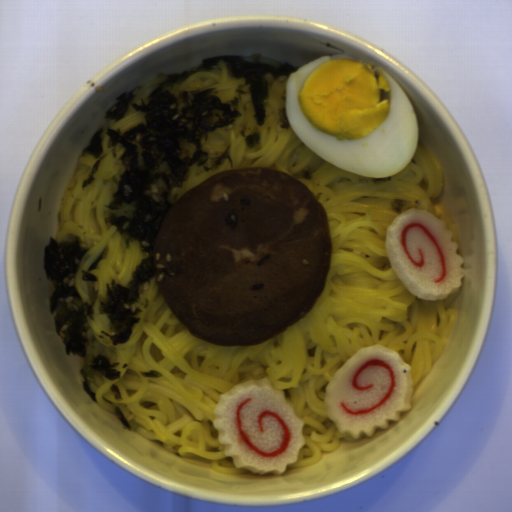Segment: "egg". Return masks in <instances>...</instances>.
<instances>
[{
    "label": "egg",
    "instance_id": "obj_1",
    "mask_svg": "<svg viewBox=\"0 0 512 512\" xmlns=\"http://www.w3.org/2000/svg\"><path fill=\"white\" fill-rule=\"evenodd\" d=\"M285 116L320 158L369 178L399 173L416 153L419 123L401 86L347 54L321 56L290 75Z\"/></svg>",
    "mask_w": 512,
    "mask_h": 512
}]
</instances>
